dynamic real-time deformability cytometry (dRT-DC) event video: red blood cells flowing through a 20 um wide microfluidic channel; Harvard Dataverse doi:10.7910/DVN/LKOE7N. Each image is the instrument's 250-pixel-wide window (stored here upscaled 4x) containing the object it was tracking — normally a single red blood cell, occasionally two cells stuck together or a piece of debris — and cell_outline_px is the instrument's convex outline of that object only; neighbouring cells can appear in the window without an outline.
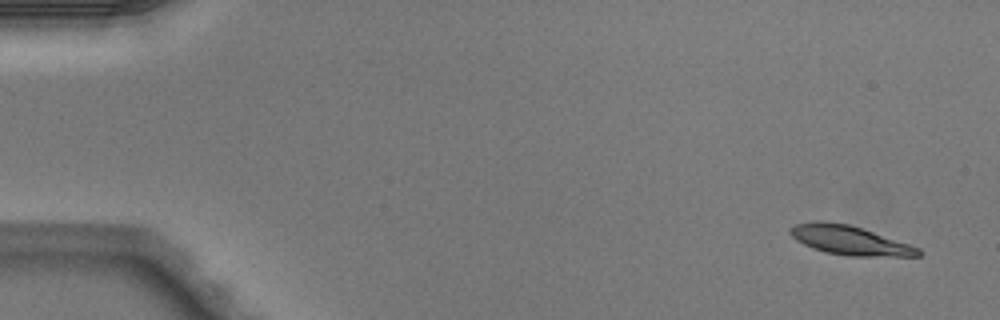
{"species": "Egyptian fruit bat (a non-hibernating species)", "species_latin": "Rousettus aegyptiacus", "temperature_condition": "warm", "stored_images_in_passage": 4, "camera_frame_rate_fps": 3000, "um_per_image_px": 0.085, "animal": {"sex": "male"}, "frame": {"image": 1, "passage_image": 1, "time_ms": 0.0, "image_size_px": [1000, 320], "cell_outline_px": [[924, 252], [920, 256], [848, 256], [824, 252], [812, 248], [796, 240], [788, 232], [796, 224], [812, 220], [824, 220], [848, 224], [920, 248]], "centroid_in_image_um": [72.19, 20.42], "position_along_channel_um": 12.8, "area_um2": 21.68}}
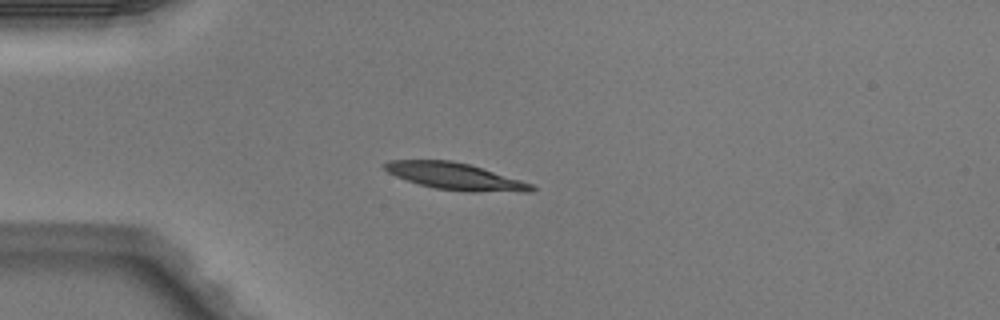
{"frame": {"image": 2, "passage_image": 4, "time_ms": 1.0, "image_size_px": [1000, 320], "cell_outline_px": [[536, 188], [532, 192], [468, 192], [436, 188], [420, 184], [396, 176], [388, 172], [380, 164], [388, 160], [452, 160], [468, 164], [520, 180], [532, 184]], "centroid_in_image_um": [38.68, 14.99], "position_along_channel_um": 46.3, "area_um2": 22.83}}